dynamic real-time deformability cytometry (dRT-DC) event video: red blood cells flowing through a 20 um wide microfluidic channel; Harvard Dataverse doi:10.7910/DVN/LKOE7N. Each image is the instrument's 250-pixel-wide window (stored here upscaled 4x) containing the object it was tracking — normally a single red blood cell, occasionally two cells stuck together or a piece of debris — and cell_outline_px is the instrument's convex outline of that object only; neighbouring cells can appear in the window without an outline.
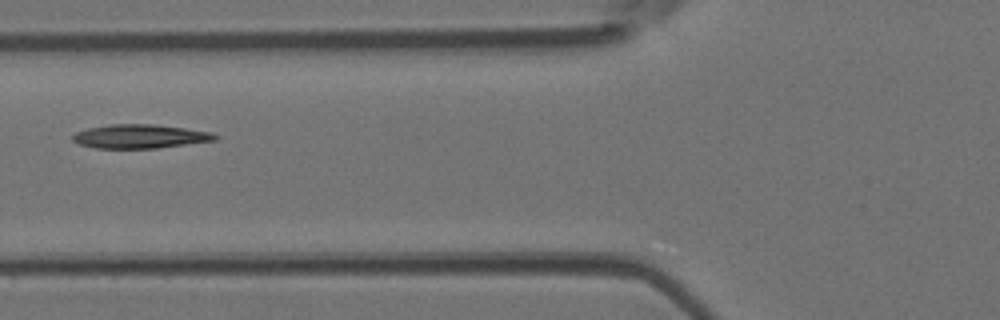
{"species": "Egyptian fruit bat (a non-hibernating species)", "species_latin": "Rousettus aegyptiacus", "temperature_condition": "room temperature", "stored_images_in_passage": 2, "camera_frame_rate_fps": 3000, "um_per_image_px": 0.085, "animal": {"sex": "female"}, "frame": {"image": 1, "passage_image": 2, "time_ms": 0.333, "image_size_px": [1000, 320], "cell_outline_px": [[220, 136], [216, 140], [156, 148], [96, 148], [80, 144], [72, 140], [72, 136], [76, 132], [88, 128], [108, 124], [152, 124], [184, 128], [212, 132]], "centroid_in_image_um": [11.9, 11.58], "position_along_channel_um": 113.9, "area_um2": 19.71}}